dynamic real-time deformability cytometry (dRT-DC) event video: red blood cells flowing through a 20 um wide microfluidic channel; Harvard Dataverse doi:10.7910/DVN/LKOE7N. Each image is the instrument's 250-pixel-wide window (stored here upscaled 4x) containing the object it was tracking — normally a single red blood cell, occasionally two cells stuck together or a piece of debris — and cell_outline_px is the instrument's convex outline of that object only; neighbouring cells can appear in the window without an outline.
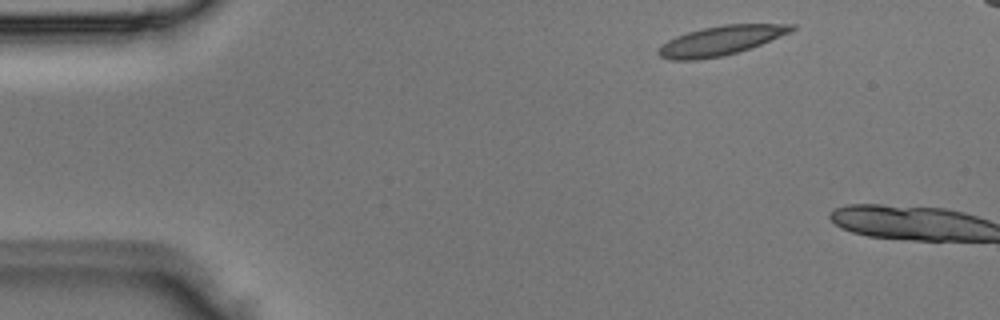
{"species": "Egyptian fruit bat (a non-hibernating species)", "species_latin": "Rousettus aegyptiacus", "temperature_condition": "room temperature", "stored_images_in_passage": 4, "camera_frame_rate_fps": 3000, "um_per_image_px": 0.085, "animal": {"sex": "male"}, "frame": {"image": 1, "passage_image": 4, "time_ms": 1.0, "image_size_px": [1000, 320], "cell_outline_px": [[796, 28], [792, 32], [760, 44], [724, 56], [696, 60], [668, 60], [660, 56], [656, 52], [668, 40], [676, 36], [688, 32], [704, 28], [724, 24], [796, 24]], "centroid_in_image_um": [61.27, 3.45], "position_along_channel_um": 23.7, "area_um2": 22.6}}